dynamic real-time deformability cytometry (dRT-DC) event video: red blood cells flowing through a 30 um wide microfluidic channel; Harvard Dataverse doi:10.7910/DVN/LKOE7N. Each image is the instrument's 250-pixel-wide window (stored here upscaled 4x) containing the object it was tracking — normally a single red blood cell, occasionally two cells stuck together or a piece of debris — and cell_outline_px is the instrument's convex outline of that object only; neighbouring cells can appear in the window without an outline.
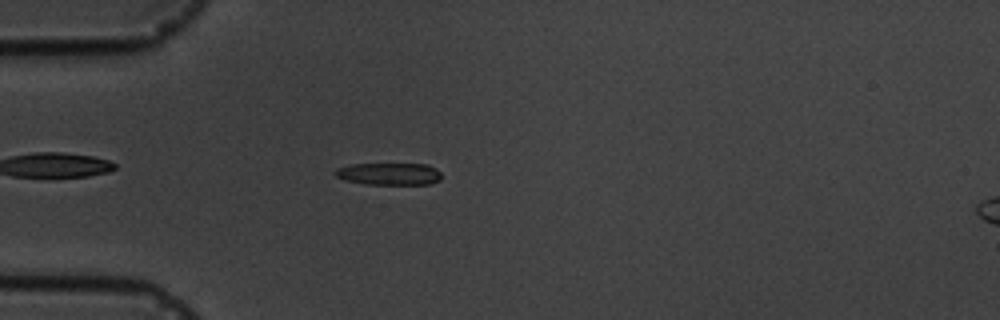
{"species": "common noctule bat (a hibernating species)", "species_latin": "Nyctalus noctula", "temperature_condition": "cold", "stored_images_in_passage": 5, "camera_frame_rate_fps": 3000, "um_per_image_px": 0.085, "animal": {"sex": "male", "body_mass_g": 19.5, "forearm_length_mm": 54.6}, "frame": {"image": 1, "passage_image": 5, "time_ms": 4.333, "image_size_px": [1000, 320], "cell_outline_px": [[440, 180], [428, 184], [368, 184], [344, 180], [336, 176], [332, 172], [336, 168], [352, 164], [428, 164], [436, 168], [440, 172]], "centroid_in_image_um": [33.05, 14.77], "position_along_channel_um": 51.9, "area_um2": 13.76}}